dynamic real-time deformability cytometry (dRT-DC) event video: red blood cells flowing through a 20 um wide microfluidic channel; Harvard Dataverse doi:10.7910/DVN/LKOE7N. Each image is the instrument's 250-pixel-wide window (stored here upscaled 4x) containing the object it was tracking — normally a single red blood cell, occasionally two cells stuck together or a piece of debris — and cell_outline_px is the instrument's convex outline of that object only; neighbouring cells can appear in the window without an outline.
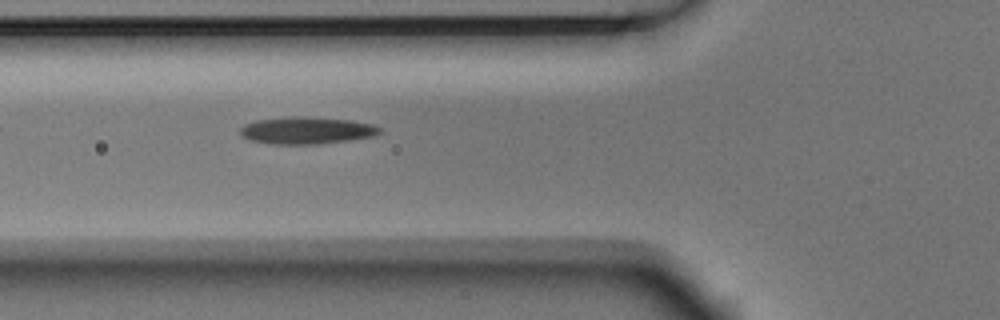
{"species": "Egyptian fruit bat (a non-hibernating species)", "species_latin": "Rousettus aegyptiacus", "temperature_condition": "room temperature", "stored_images_in_passage": 3, "camera_frame_rate_fps": 3000, "um_per_image_px": 0.085, "animal": {"sex": "male"}, "frame": {"image": 1, "passage_image": 3, "time_ms": 0.667, "image_size_px": [1000, 320], "cell_outline_px": [[384, 132], [372, 136], [348, 140], [316, 144], [272, 144], [248, 140], [240, 136], [240, 128], [244, 124], [256, 120], [288, 116], [308, 116], [352, 120], [372, 124], [380, 128]], "centroid_in_image_um": [26.03, 11.07], "position_along_channel_um": 99.8, "area_um2": 22.31}}